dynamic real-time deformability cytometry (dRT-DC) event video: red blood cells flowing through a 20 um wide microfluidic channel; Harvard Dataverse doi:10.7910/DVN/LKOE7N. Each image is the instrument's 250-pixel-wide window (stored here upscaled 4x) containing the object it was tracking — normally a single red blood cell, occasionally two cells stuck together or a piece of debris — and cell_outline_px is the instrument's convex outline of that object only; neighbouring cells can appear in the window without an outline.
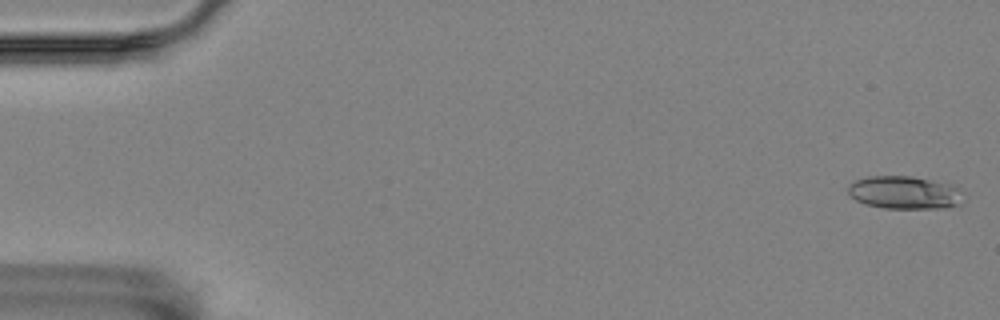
{"species": "Egyptian fruit bat (a non-hibernating species)", "species_latin": "Rousettus aegyptiacus", "temperature_condition": "room temperature", "stored_images_in_passage": 13, "camera_frame_rate_fps": 3000, "um_per_image_px": 0.085, "animal": {"sex": "female"}, "frame": {"image": 1, "passage_image": 1, "time_ms": 0.0, "image_size_px": [1000, 320], "cell_outline_px": [[964, 192], [960, 204], [944, 208], [884, 208], [868, 204], [856, 200], [848, 192], [848, 184], [856, 180], [868, 176], [912, 176], [960, 184]], "centroid_in_image_um": [76.99, 16.34], "position_along_channel_um": 8.0, "area_um2": 22.6}}
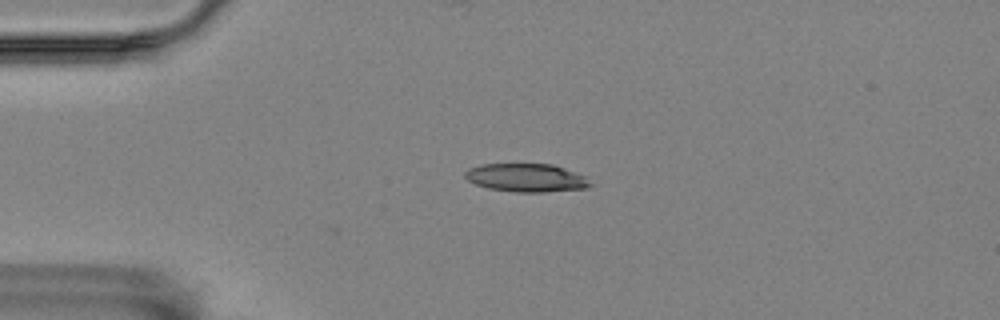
{"frame": {"image": 2, "passage_image": 13, "time_ms": 4.0, "image_size_px": [1000, 320], "cell_outline_px": [[592, 184], [588, 188], [544, 192], [516, 192], [488, 188], [476, 184], [468, 180], [464, 176], [464, 172], [468, 168], [480, 164], [552, 164], [588, 176]], "centroid_in_image_um": [44.76, 15.1], "position_along_channel_um": 40.2, "area_um2": 20.81}}